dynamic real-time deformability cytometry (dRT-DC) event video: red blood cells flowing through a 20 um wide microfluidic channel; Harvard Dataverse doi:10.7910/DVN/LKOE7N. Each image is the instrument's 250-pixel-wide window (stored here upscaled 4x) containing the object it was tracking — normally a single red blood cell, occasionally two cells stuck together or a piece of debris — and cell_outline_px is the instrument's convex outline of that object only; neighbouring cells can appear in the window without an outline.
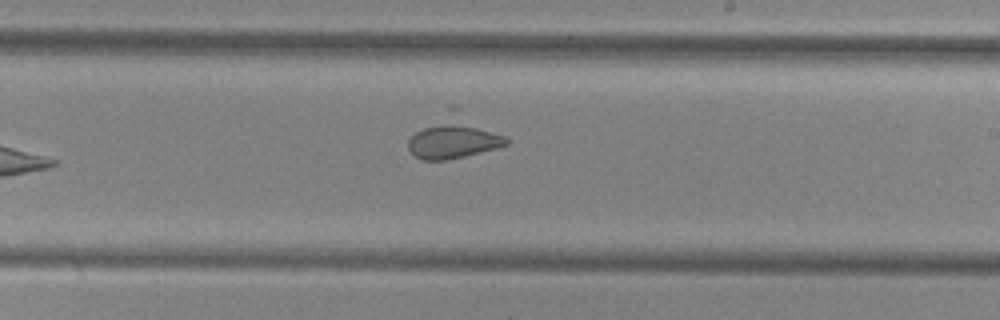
{"species": "common noctule bat (a hibernating species)", "species_latin": "Nyctalus noctula", "temperature_condition": "cold", "stored_images_in_passage": 9, "camera_frame_rate_fps": 3000, "um_per_image_px": 0.085, "animal": {"sex": "female", "body_mass_g": 29.2, "forearm_length_mm": 56.3}, "frame": {"image": 1, "passage_image": 9, "time_ms": 9.333, "image_size_px": [1000, 320], "cell_outline_px": [[508, 144], [496, 148], [448, 160], [424, 160], [416, 156], [408, 148], [408, 140], [416, 132], [424, 128], [448, 124], [456, 124], [476, 128], [508, 136]], "centroid_in_image_um": [38.52, 12.06], "position_along_channel_um": 250.5, "area_um2": 18.61}}